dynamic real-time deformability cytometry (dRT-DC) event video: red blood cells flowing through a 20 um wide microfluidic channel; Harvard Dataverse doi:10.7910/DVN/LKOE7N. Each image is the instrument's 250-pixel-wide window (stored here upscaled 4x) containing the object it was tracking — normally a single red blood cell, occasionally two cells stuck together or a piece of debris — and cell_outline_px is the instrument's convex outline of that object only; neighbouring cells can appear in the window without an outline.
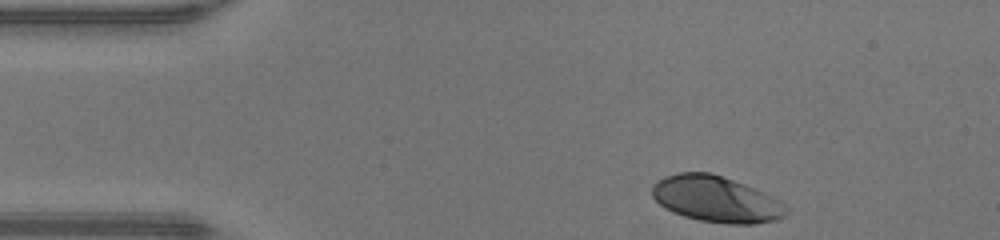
{"species": "human", "species_latin": "Homo sapiens", "temperature_condition": "warm", "stored_images_in_passage": 33, "camera_frame_rate_fps": 3000, "um_per_image_px": 0.085, "donor": {"sex": "male"}, "frame": {"image": 1, "passage_image": 1, "time_ms": 0.0, "image_size_px": [1000, 240], "cell_outline_px": [[788, 212], [784, 216], [776, 220], [752, 224], [728, 224], [700, 220], [684, 216], [664, 208], [652, 196], [652, 184], [664, 176], [680, 172], [708, 172], [744, 184], [764, 192], [780, 200], [788, 208]], "centroid_in_image_um": [60.87, 16.93], "position_along_channel_um": 24.1, "area_um2": 35.95}}
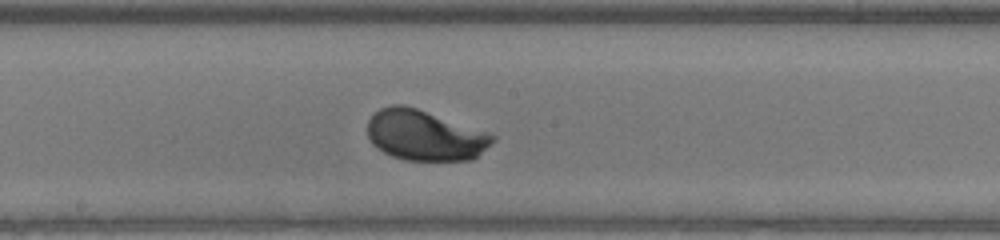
{"frame": {"image": 2, "passage_image": 19, "time_ms": 6.0, "image_size_px": [1000, 240], "cell_outline_px": [[496, 140], [472, 160], [404, 160], [392, 156], [376, 148], [372, 144], [368, 136], [368, 120], [380, 108], [392, 104], [404, 104], [488, 132], [496, 136]], "centroid_in_image_um": [36.1, 11.5], "position_along_channel_um": 212.1, "area_um2": 36.7}}
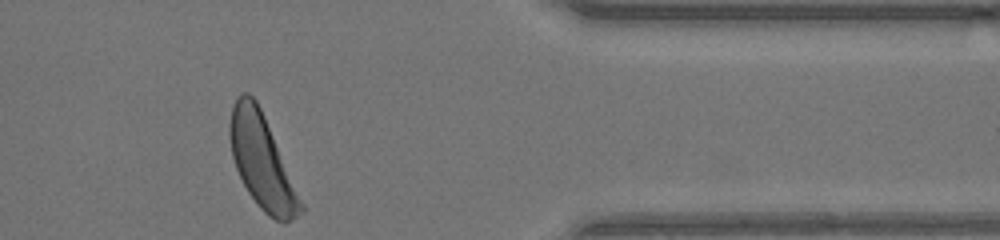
{"frame": {"image": 3, "passage_image": 33, "time_ms": 10.667, "image_size_px": [1000, 240], "cell_outline_px": [[304, 212], [284, 224], [268, 216], [260, 208], [248, 192], [236, 168], [232, 156], [228, 132], [228, 124], [232, 104], [236, 96], [240, 92], [248, 92], [256, 100], [264, 116], [304, 204]], "centroid_in_image_um": [22.24, 13.72], "position_along_channel_um": 389.2, "area_um2": 38.73}, "authors_computed_cell_mechanics": {"area_um2": 36.2984, "velocity_mm_per_s": 4.3219, "shape_relaxation_time_tau1_ms": 1.4402, "shape_relaxation_time_tau2_ms": null, "deformation_change_tau1": 0.1327, "deformation_change_tau2": null}}